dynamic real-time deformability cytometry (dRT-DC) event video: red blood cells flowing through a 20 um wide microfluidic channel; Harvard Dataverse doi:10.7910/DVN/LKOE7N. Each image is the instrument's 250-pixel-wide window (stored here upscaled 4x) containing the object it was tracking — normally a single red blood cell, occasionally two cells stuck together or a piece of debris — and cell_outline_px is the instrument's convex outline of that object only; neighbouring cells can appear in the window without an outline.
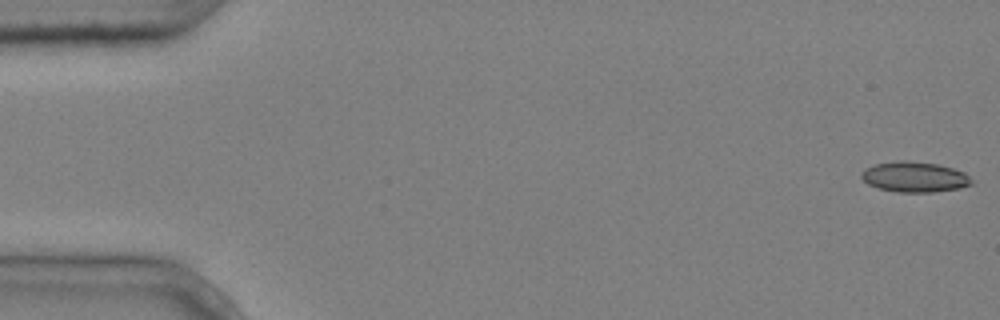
{"species": "common noctule bat (a hibernating species)", "species_latin": "Nyctalus noctula", "temperature_condition": "cold", "stored_images_in_passage": 4, "camera_frame_rate_fps": 3000, "um_per_image_px": 0.085, "animal": {"sex": "male", "body_mass_g": 20.4}, "frame": {"image": 1, "passage_image": 1, "time_ms": 0.0, "image_size_px": [1000, 320], "cell_outline_px": [[972, 184], [960, 188], [932, 192], [896, 192], [880, 188], [868, 184], [860, 176], [860, 172], [864, 168], [876, 164], [900, 160], [904, 160], [936, 164], [952, 168], [964, 172], [972, 180]], "centroid_in_image_um": [77.71, 15.04], "position_along_channel_um": 7.3, "area_um2": 19.42}}
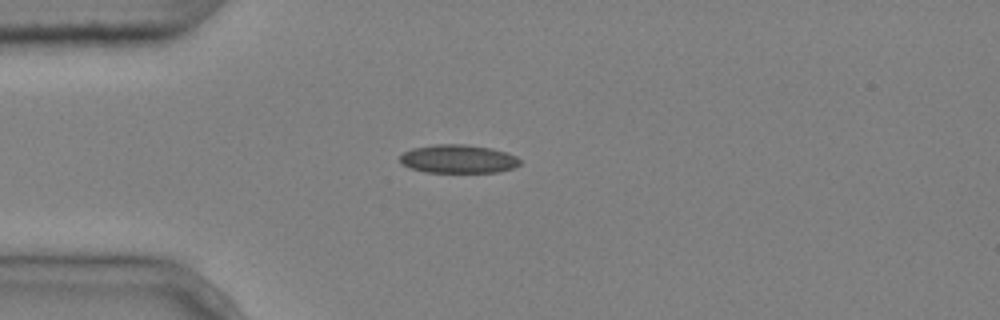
{"frame": {"image": 2, "passage_image": 4, "time_ms": 1.0, "image_size_px": [1000, 320], "cell_outline_px": [[520, 164], [512, 168], [496, 172], [424, 172], [412, 168], [404, 164], [400, 160], [400, 156], [404, 152], [412, 148], [436, 144], [464, 144], [492, 148], [516, 156], [520, 160]], "centroid_in_image_um": [38.95, 13.5], "position_along_channel_um": 46.1, "area_um2": 19.71}}